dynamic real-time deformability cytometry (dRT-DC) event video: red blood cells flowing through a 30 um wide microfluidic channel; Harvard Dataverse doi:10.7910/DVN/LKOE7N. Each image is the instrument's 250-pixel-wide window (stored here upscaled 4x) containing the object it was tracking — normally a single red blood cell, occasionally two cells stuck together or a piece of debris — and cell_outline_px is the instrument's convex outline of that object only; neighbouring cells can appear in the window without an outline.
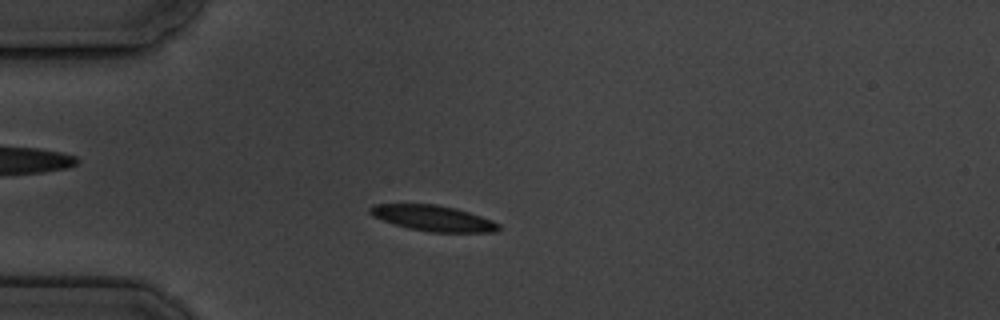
{"species": "common noctule bat (a hibernating species)", "species_latin": "Nyctalus noctula", "temperature_condition": "cold", "stored_images_in_passage": 4, "camera_frame_rate_fps": 3000, "um_per_image_px": 0.085, "animal": {"sex": "male", "body_mass_g": 19.5, "forearm_length_mm": 54.6}, "frame": {"image": 1, "passage_image": 4, "time_ms": 3.333, "image_size_px": [1000, 320], "cell_outline_px": [[500, 228], [496, 232], [428, 232], [408, 228], [372, 216], [368, 212], [368, 208], [372, 204], [436, 204], [456, 208], [492, 220], [500, 224]], "centroid_in_image_um": [36.8, 18.54], "position_along_channel_um": 48.2, "area_um2": 19.25}}